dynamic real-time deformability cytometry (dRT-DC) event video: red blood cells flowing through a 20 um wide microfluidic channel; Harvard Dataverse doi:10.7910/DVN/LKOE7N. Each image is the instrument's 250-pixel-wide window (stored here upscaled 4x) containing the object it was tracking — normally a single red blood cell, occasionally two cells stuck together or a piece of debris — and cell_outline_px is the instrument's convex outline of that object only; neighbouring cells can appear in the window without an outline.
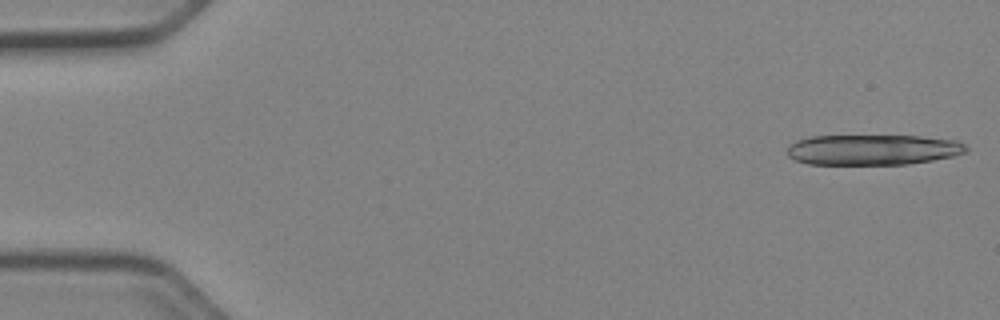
{"species": "Egyptian fruit bat (a non-hibernating species)", "species_latin": "Rousettus aegyptiacus", "temperature_condition": "cold", "stored_images_in_passage": 14, "camera_frame_rate_fps": 3000, "um_per_image_px": 0.085, "animal": {"sex": "female"}, "frame": {"image": 1, "passage_image": 1, "time_ms": 0.0, "image_size_px": [1000, 320], "cell_outline_px": [[968, 152], [956, 156], [908, 164], [808, 164], [796, 160], [788, 156], [788, 148], [796, 140], [812, 136], [920, 136], [956, 140], [964, 144], [968, 148]], "centroid_in_image_um": [74.24, 12.73], "position_along_channel_um": 10.8, "area_um2": 31.79}}